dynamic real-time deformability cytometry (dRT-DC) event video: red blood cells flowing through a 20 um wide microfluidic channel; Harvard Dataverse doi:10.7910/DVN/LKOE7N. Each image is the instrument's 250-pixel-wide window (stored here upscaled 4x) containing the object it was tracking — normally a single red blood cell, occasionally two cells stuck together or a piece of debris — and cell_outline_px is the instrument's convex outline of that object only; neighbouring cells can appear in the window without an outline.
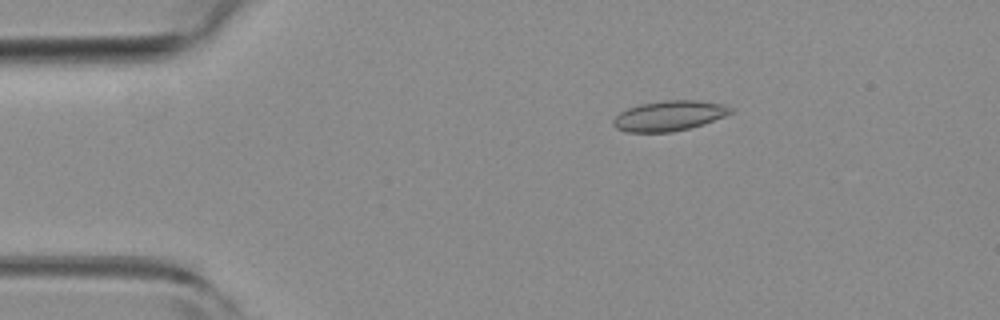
{"species": "common noctule bat (a hibernating species)", "species_latin": "Nyctalus noctula", "temperature_condition": "room temperature", "stored_images_in_passage": 6, "camera_frame_rate_fps": 3000, "um_per_image_px": 0.085, "animal": {"sex": "female", "body_mass_g": 19.3, "forearm_length_mm": 54.1}, "frame": {"image": 1, "passage_image": 2, "time_ms": 0.333, "image_size_px": [1000, 320], "cell_outline_px": [[732, 112], [724, 116], [704, 124], [672, 132], [628, 132], [616, 128], [612, 124], [612, 120], [620, 112], [628, 108], [640, 104], [664, 100], [692, 100], [724, 104], [732, 108]], "centroid_in_image_um": [56.85, 9.84], "position_along_channel_um": 28.1, "area_um2": 20.52}}
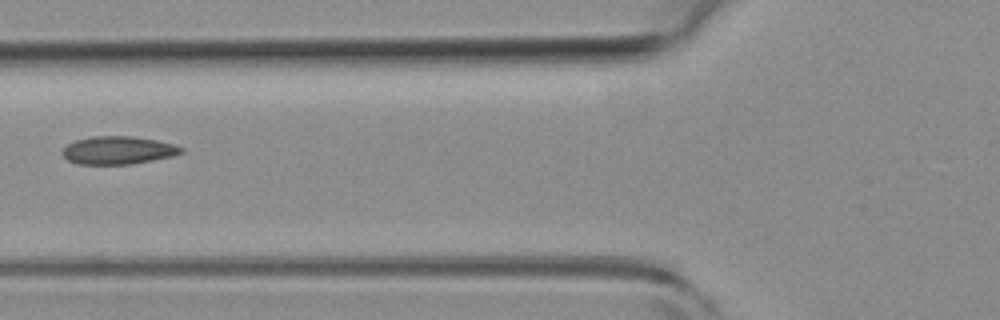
{"frame": {"image": 2, "passage_image": 5, "time_ms": 1.333, "image_size_px": [1000, 320], "cell_outline_px": [[184, 152], [172, 156], [132, 164], [76, 164], [68, 160], [60, 152], [68, 144], [76, 140], [92, 136], [132, 136], [156, 140], [172, 144], [184, 148]], "centroid_in_image_um": [10.02, 12.77], "position_along_channel_um": 115.8, "area_um2": 19.31}}
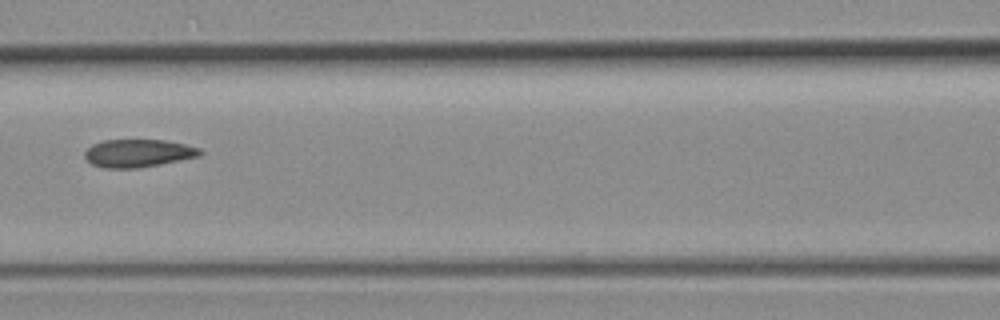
{"frame": {"image": 3, "passage_image": 6, "time_ms": 1.667, "image_size_px": [1000, 320], "cell_outline_px": [[204, 152], [200, 156], [160, 164], [136, 168], [104, 168], [92, 164], [84, 156], [84, 152], [92, 144], [104, 140], [164, 140], [184, 144], [200, 148]], "centroid_in_image_um": [11.75, 13.02], "position_along_channel_um": 154.9, "area_um2": 18.67}}